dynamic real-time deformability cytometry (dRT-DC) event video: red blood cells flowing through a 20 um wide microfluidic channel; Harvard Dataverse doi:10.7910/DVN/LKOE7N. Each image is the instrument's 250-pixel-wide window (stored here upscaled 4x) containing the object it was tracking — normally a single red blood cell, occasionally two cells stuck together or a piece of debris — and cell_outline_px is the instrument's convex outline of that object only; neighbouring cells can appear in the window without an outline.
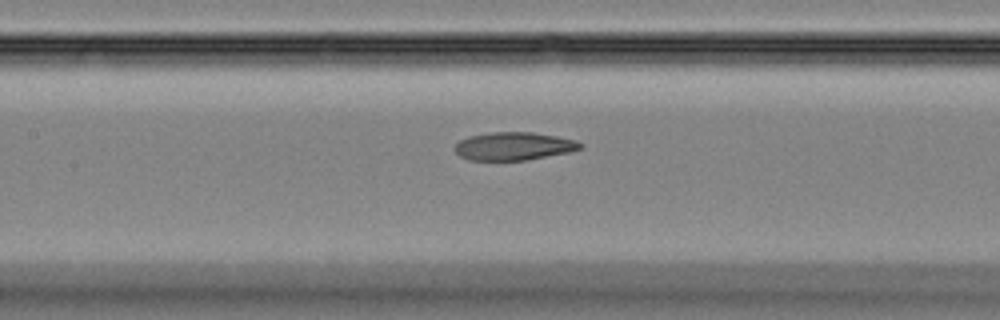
{"species": "Egyptian fruit bat (a non-hibernating species)", "species_latin": "Rousettus aegyptiacus", "temperature_condition": "room temperature", "stored_images_in_passage": 45, "camera_frame_rate_fps": 3000, "um_per_image_px": 0.085, "animal": {"sex": "female"}, "frame": {"image": 1, "passage_image": 21, "time_ms": 6.667, "image_size_px": [1000, 320], "cell_outline_px": [[584, 148], [572, 152], [528, 160], [468, 160], [460, 156], [452, 148], [460, 140], [468, 136], [488, 132], [532, 132], [556, 136], [576, 140], [584, 144]], "centroid_in_image_um": [43.7, 12.43], "position_along_channel_um": 163.7, "area_um2": 20.87}}
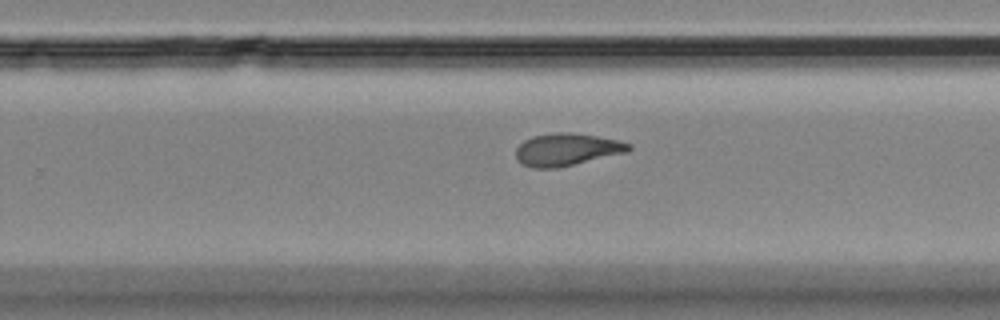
{"frame": {"image": 2, "passage_image": 29, "time_ms": 9.333, "image_size_px": [1000, 320], "cell_outline_px": [[632, 148], [628, 152], [556, 168], [532, 168], [520, 164], [516, 160], [516, 148], [524, 140], [532, 136], [556, 132], [572, 132], [620, 140], [632, 144]], "centroid_in_image_um": [48.17, 12.71], "position_along_channel_um": 281.6, "area_um2": 21.5}}
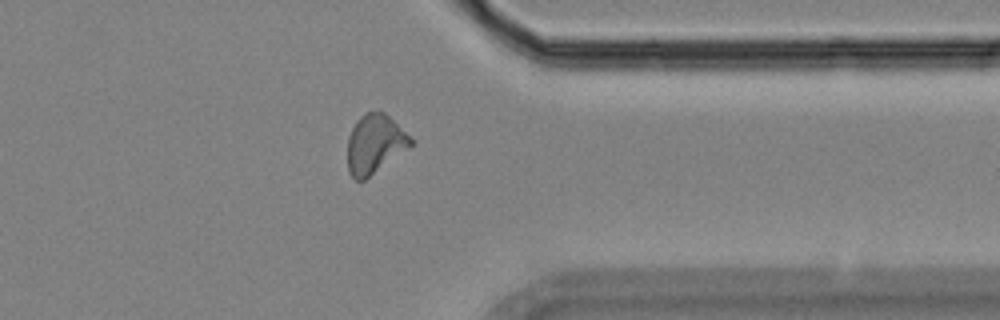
{"frame": {"image": 3, "passage_image": 36, "time_ms": 11.667, "image_size_px": [1000, 320], "cell_outline_px": [[416, 140], [412, 144], [364, 180], [356, 180], [348, 172], [348, 136], [356, 120], [364, 112], [384, 112]], "centroid_in_image_um": [31.85, 12.21], "position_along_channel_um": 379.6, "area_um2": 21.44}}